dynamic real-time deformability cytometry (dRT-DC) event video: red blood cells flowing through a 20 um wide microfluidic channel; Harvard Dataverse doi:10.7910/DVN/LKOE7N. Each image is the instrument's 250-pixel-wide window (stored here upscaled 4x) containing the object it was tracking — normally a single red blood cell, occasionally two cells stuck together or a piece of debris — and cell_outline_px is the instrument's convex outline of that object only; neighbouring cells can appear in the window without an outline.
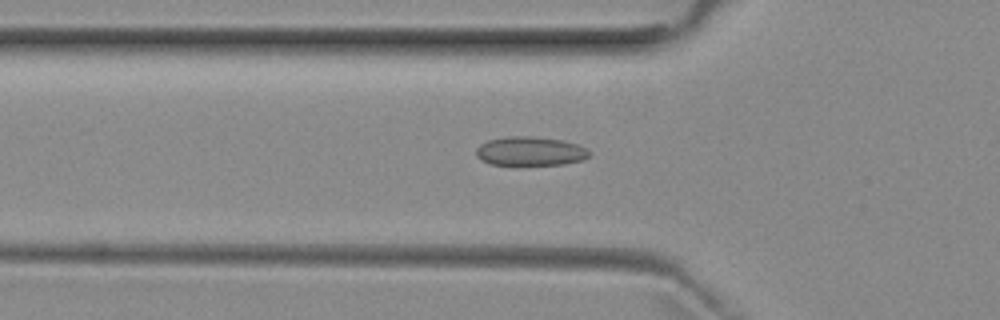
{"species": "common noctule bat (a hibernating species)", "species_latin": "Nyctalus noctula", "temperature_condition": "room temperature", "stored_images_in_passage": 50, "camera_frame_rate_fps": 3000, "um_per_image_px": 0.085, "animal": {"sex": "female", "body_mass_g": 29.2, "forearm_length_mm": 56.3}, "frame": {"image": 1, "passage_image": 16, "time_ms": 5.0, "image_size_px": [1000, 320], "cell_outline_px": [[592, 156], [584, 160], [564, 164], [516, 168], [488, 164], [480, 160], [476, 156], [476, 148], [480, 144], [488, 140], [508, 136], [532, 136], [564, 140], [580, 144], [588, 148], [592, 152]], "centroid_in_image_um": [45.1, 12.9], "position_along_channel_um": 80.7, "area_um2": 20.58}}
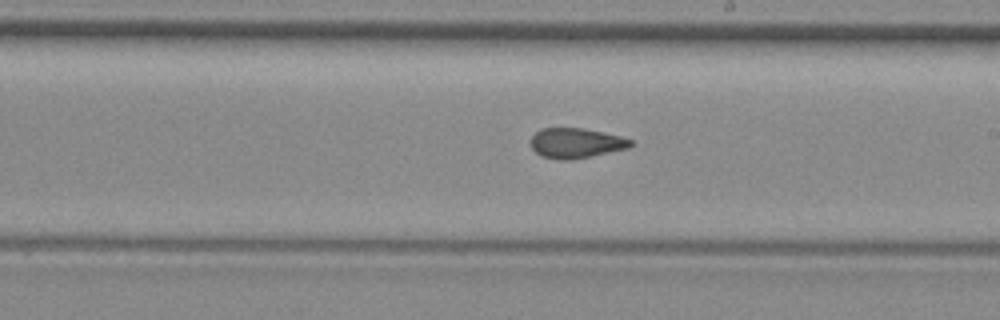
{"frame": {"image": 2, "passage_image": 28, "time_ms": 9.0, "image_size_px": [1000, 320], "cell_outline_px": [[632, 144], [628, 148], [572, 160], [560, 160], [540, 156], [532, 148], [532, 136], [540, 128], [584, 128], [620, 136], [632, 140]], "centroid_in_image_um": [48.94, 12.16], "position_along_channel_um": 240.1, "area_um2": 17.4}}
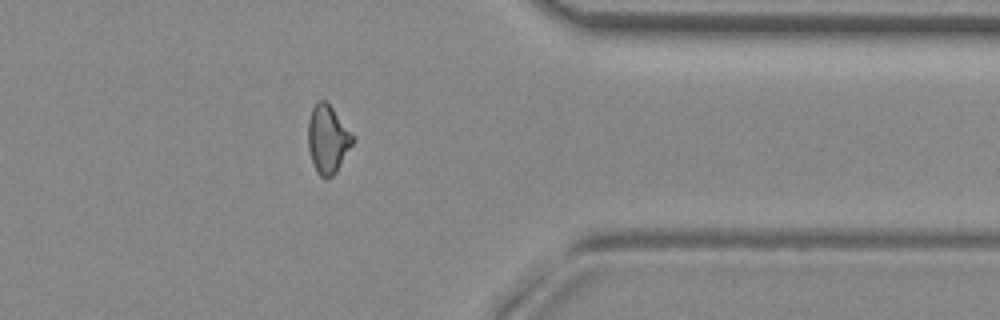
{"frame": {"image": 3, "passage_image": 40, "time_ms": 13.0, "image_size_px": [1000, 320], "cell_outline_px": [[356, 136], [352, 144], [336, 172], [332, 176], [320, 176], [316, 172], [308, 148], [308, 120], [312, 108], [316, 100], [324, 100], [332, 108]], "centroid_in_image_um": [27.85, 11.8], "position_along_channel_um": 383.5, "area_um2": 17.63}, "authors_computed_cell_mechanics": {"area_um2": 18.0336, "velocity_mm_per_s": 3.9682, "shape_relaxation_time_tau1_ms": null, "shape_relaxation_time_tau2_ms": 1.929, "deformation_change_tau1": null, "deformation_change_tau2": 0.0786}}